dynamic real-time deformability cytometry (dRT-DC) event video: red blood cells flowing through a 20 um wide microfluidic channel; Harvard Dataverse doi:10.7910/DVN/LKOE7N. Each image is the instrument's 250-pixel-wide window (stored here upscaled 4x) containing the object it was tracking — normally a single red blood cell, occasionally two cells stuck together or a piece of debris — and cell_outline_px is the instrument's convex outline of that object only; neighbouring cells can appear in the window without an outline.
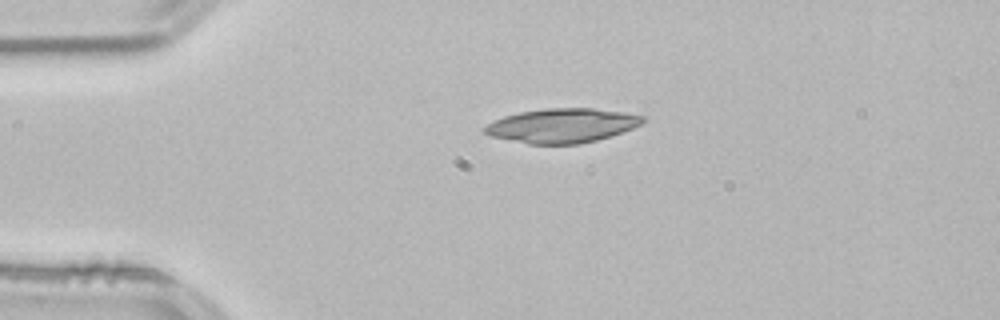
{"species": "common noctule bat (a hibernating species)", "species_latin": "Nyctalus noctula", "temperature_condition": "room temperature", "stored_images_in_passage": 42, "camera_frame_rate_fps": 3000, "um_per_image_px": 0.085, "animal": {"sex": "male", "body_mass_g": 21.5, "forearm_length_mm": 52.0}, "frame": {"image": 1, "passage_image": 1, "time_ms": 0.0, "image_size_px": [1000, 320], "cell_outline_px": [[644, 120], [640, 124], [632, 128], [612, 136], [580, 144], [528, 144], [492, 136], [484, 132], [480, 128], [504, 116], [520, 112], [544, 108], [592, 108], [624, 112], [644, 116]], "centroid_in_image_um": [47.77, 10.67], "position_along_channel_um": 37.2, "area_um2": 31.5}}
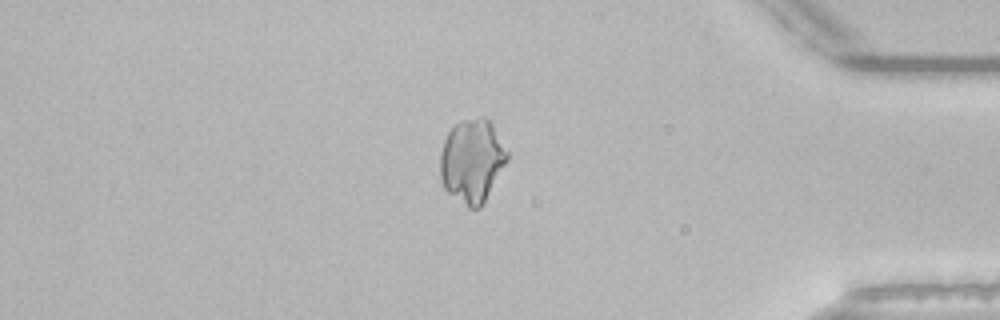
{"frame": {"image": 2, "passage_image": 34, "time_ms": 11.0, "image_size_px": [1000, 320], "cell_outline_px": [[508, 160], [480, 208], [468, 208], [448, 192], [444, 188], [440, 180], [440, 152], [444, 140], [452, 124], [460, 120], [480, 116], [484, 116], [492, 120], [508, 152]], "centroid_in_image_um": [40.12, 13.61], "position_along_channel_um": 395.1, "area_um2": 33.12}}